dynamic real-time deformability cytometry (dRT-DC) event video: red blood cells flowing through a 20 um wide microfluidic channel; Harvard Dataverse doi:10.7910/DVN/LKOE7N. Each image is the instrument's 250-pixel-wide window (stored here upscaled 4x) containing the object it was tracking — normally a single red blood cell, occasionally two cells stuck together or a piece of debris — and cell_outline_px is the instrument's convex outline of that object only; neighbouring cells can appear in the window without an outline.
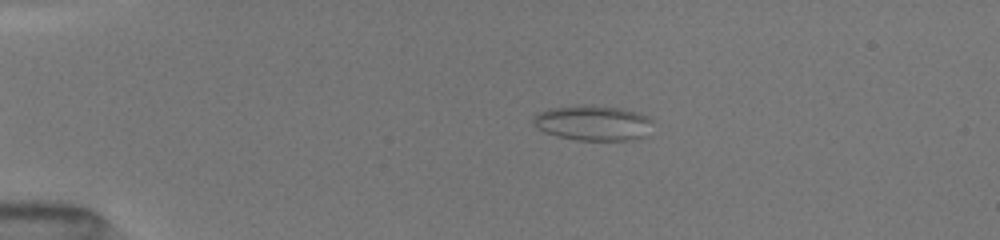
{"species": "common noctule bat (a hibernating species)", "species_latin": "Nyctalus noctula", "temperature_condition": "room temperature", "stored_images_in_passage": 69, "camera_frame_rate_fps": 3000, "um_per_image_px": 0.085, "animal": {"sex": "female", "body_mass_g": 19.5, "forearm_length_mm": 54.1}, "frame": {"image": 1, "passage_image": 22, "time_ms": 3.667, "image_size_px": [1000, 240], "cell_outline_px": [[652, 120], [644, 136], [632, 140], [576, 140], [544, 132], [532, 120], [532, 116], [548, 108], [584, 104], [592, 104], [624, 108], [640, 112], [648, 116]], "centroid_in_image_um": [50.41, 10.42], "position_along_channel_um": 34.6, "area_um2": 24.62}}
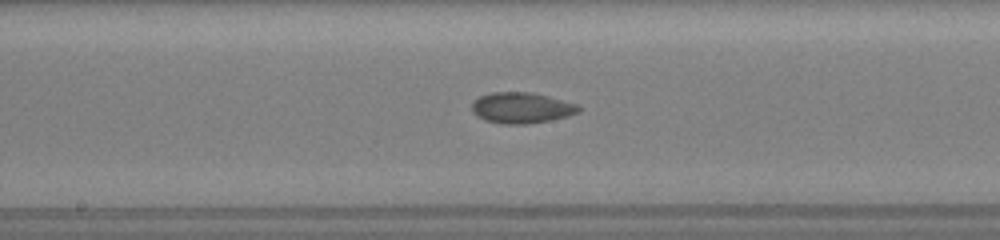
{"frame": {"image": 2, "passage_image": 46, "time_ms": 9.333, "image_size_px": [1000, 240], "cell_outline_px": [[580, 108], [576, 112], [564, 116], [548, 120], [528, 124], [500, 124], [484, 120], [476, 116], [472, 112], [472, 100], [480, 96], [492, 92], [532, 92], [548, 96], [576, 104]], "centroid_in_image_um": [44.23, 9.16], "position_along_channel_um": 204.0, "area_um2": 19.07}}
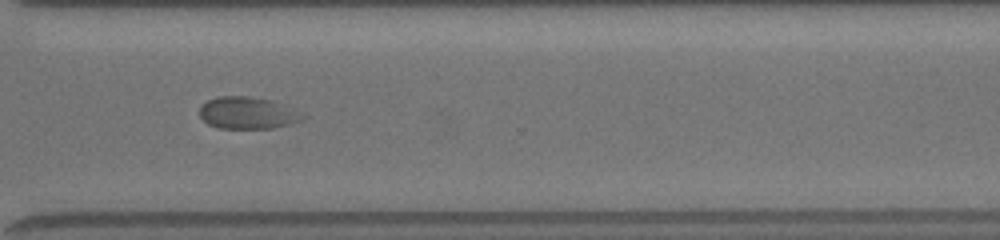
{"frame": {"image": 3, "passage_image": 68, "time_ms": 13.0, "image_size_px": [1000, 240], "cell_outline_px": [[308, 116], [304, 120], [292, 124], [272, 128], [220, 128], [208, 124], [200, 116], [200, 104], [216, 96], [248, 96], [272, 100], [284, 104]], "centroid_in_image_um": [21.08, 9.59], "position_along_channel_um": 349.5, "area_um2": 19.48}}